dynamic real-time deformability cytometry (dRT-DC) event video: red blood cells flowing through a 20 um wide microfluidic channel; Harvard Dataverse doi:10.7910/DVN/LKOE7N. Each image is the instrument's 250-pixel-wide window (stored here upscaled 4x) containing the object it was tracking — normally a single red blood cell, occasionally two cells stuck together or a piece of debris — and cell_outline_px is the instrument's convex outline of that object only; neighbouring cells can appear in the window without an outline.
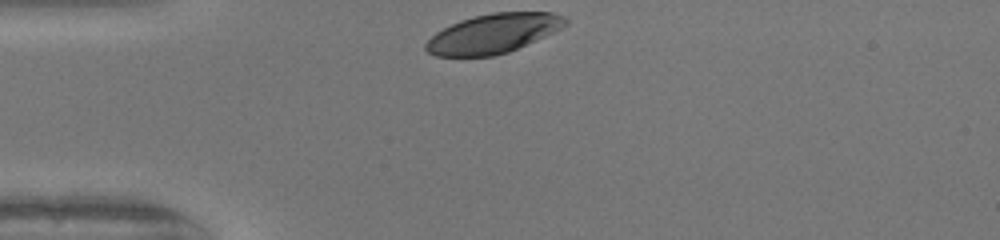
{"species": "human", "species_latin": "Homo sapiens", "temperature_condition": "warm", "stored_images_in_passage": 29, "camera_frame_rate_fps": 3000, "um_per_image_px": 0.085, "donor": {"sex": "female"}, "frame": {"image": 1, "passage_image": 1, "time_ms": 0.0, "image_size_px": [1000, 240], "cell_outline_px": [[568, 24], [544, 36], [508, 52], [492, 56], [436, 56], [428, 52], [424, 48], [424, 44], [436, 32], [460, 20], [472, 16], [492, 12], [552, 12], [564, 16], [568, 20]], "centroid_in_image_um": [41.91, 2.84], "position_along_channel_um": 43.1, "area_um2": 31.79}}
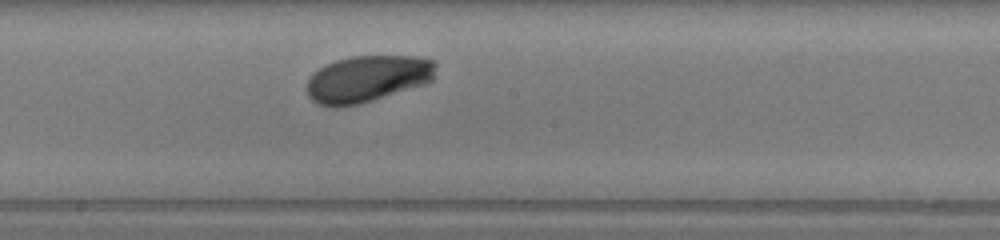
{"frame": {"image": 2, "passage_image": 16, "time_ms": 5.0, "image_size_px": [1000, 240], "cell_outline_px": [[436, 64], [432, 80], [424, 84], [360, 104], [336, 108], [316, 104], [308, 96], [308, 80], [324, 64], [336, 60], [352, 56], [416, 56], [436, 60]], "centroid_in_image_um": [31.23, 6.7], "position_along_channel_um": 217.0, "area_um2": 35.08}}
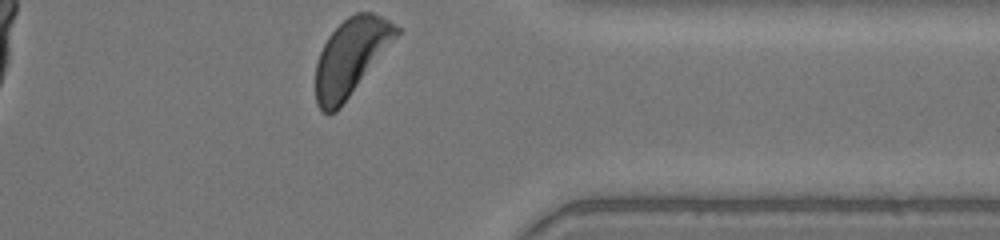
{"frame": {"image": 3, "passage_image": 29, "time_ms": 9.333, "image_size_px": [1000, 240], "cell_outline_px": [[400, 32], [340, 108], [336, 112], [328, 116], [320, 112], [316, 104], [316, 64], [320, 52], [328, 36], [348, 16], [356, 12], [372, 12], [388, 20], [400, 28]], "centroid_in_image_um": [29.79, 4.88], "position_along_channel_um": 381.6, "area_um2": 35.72}, "authors_computed_cell_mechanics": {"area_um2": 34.9112, "velocity_mm_per_s": 4.0193, "shape_relaxation_time_tau1_ms": 1.9281, "shape_relaxation_time_tau2_ms": null, "deformation_change_tau1": 0.1156, "deformation_change_tau2": null}}